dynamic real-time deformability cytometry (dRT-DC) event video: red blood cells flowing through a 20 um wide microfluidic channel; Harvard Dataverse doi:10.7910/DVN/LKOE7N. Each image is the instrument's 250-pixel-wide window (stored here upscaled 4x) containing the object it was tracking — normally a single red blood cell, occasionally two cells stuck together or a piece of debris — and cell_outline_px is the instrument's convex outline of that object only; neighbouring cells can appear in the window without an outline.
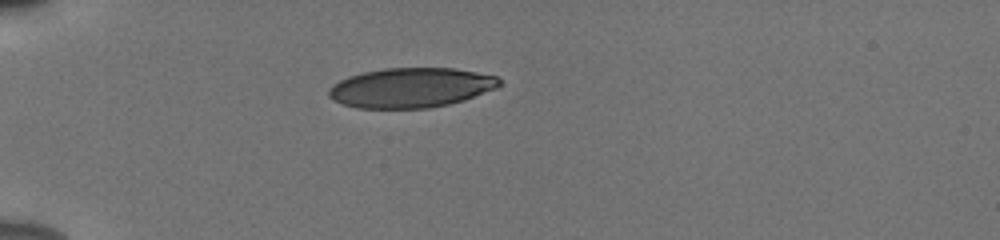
{"species": "human", "species_latin": "Homo sapiens", "temperature_condition": "cold", "stored_images_in_passage": 39, "camera_frame_rate_fps": 3000, "um_per_image_px": 0.085, "donor": {"sex": "male"}, "frame": {"image": 1, "passage_image": 1, "time_ms": 0.0, "image_size_px": [1000, 240], "cell_outline_px": [[500, 84], [496, 88], [464, 100], [448, 104], [428, 108], [356, 108], [332, 100], [328, 96], [328, 88], [332, 84], [348, 76], [364, 72], [384, 68], [456, 68], [496, 76], [500, 80]], "centroid_in_image_um": [34.89, 7.45], "position_along_channel_um": 50.1, "area_um2": 39.54}}
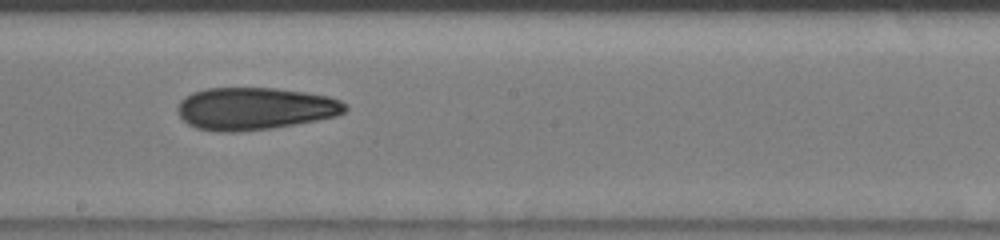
{"frame": {"image": 2, "passage_image": 17, "time_ms": 5.333, "image_size_px": [1000, 240], "cell_outline_px": [[348, 108], [344, 112], [336, 116], [316, 120], [272, 128], [240, 132], [216, 132], [196, 128], [188, 124], [180, 116], [176, 108], [180, 100], [184, 96], [192, 92], [208, 88], [276, 88], [304, 92], [328, 96], [340, 100], [348, 104]], "centroid_in_image_um": [21.64, 9.23], "position_along_channel_um": 226.6, "area_um2": 41.62}}
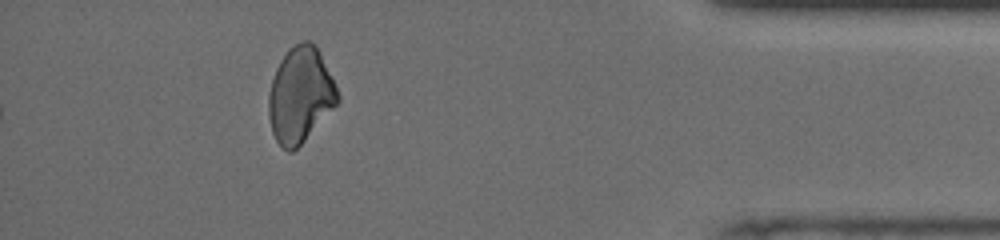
{"frame": {"image": 3, "passage_image": 34, "time_ms": 11.0, "image_size_px": [1000, 240], "cell_outline_px": [[340, 100], [304, 140], [292, 152], [288, 152], [276, 140], [272, 132], [268, 116], [268, 96], [272, 80], [276, 68], [280, 60], [288, 48], [300, 40], [308, 40], [316, 44], [320, 52], [340, 96]], "centroid_in_image_um": [25.5, 8.03], "position_along_channel_um": 409.7, "area_um2": 38.15}, "authors_computed_cell_mechanics": {"area_um2": 40.8068, "velocity_mm_per_s": 3.8757, "shape_relaxation_time_tau1_ms": null, "shape_relaxation_time_tau2_ms": 5.2456, "deformation_change_tau1": null, "deformation_change_tau2": 0.1405}}